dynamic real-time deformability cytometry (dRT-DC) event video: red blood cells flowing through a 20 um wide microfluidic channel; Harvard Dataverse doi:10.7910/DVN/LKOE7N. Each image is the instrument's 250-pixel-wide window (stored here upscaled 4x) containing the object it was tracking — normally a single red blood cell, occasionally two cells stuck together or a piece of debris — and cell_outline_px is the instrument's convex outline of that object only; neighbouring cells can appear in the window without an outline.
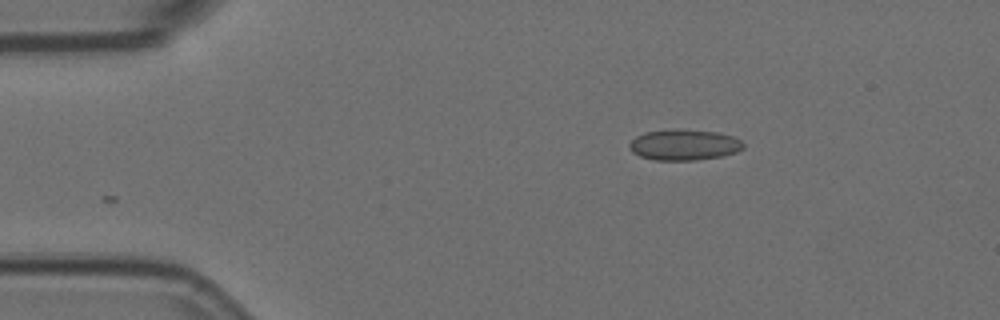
{"species": "Egyptian fruit bat (a non-hibernating species)", "species_latin": "Rousettus aegyptiacus", "temperature_condition": "room temperature", "stored_images_in_passage": 8, "camera_frame_rate_fps": 3000, "um_per_image_px": 0.085, "animal": {"sex": "female"}, "frame": {"image": 1, "passage_image": 1, "time_ms": 0.0, "image_size_px": [1000, 320], "cell_outline_px": [[744, 148], [736, 152], [720, 156], [696, 160], [656, 160], [640, 156], [632, 152], [628, 148], [628, 144], [636, 136], [644, 132], [672, 128], [676, 128], [716, 132], [732, 136], [740, 140], [744, 144]], "centroid_in_image_um": [58.11, 12.29], "position_along_channel_um": 26.9, "area_um2": 20.63}}